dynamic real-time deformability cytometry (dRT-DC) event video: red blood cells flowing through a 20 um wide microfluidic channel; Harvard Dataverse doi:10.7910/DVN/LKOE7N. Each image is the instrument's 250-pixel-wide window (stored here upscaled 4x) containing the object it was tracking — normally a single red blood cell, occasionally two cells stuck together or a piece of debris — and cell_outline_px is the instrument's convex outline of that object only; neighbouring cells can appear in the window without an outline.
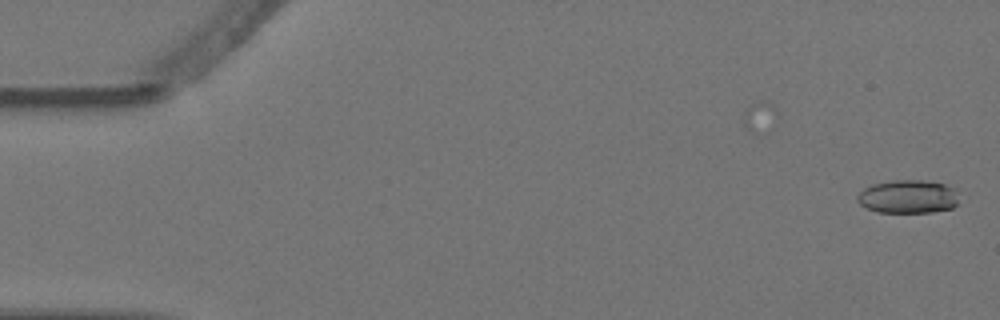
{"species": "Egyptian fruit bat (a non-hibernating species)", "species_latin": "Rousettus aegyptiacus", "temperature_condition": "warm", "stored_images_in_passage": 6, "camera_frame_rate_fps": 3000, "um_per_image_px": 0.085, "animal": {"sex": "female"}, "frame": {"image": 1, "passage_image": 1, "time_ms": 0.0, "image_size_px": [1000, 320], "cell_outline_px": [[956, 204], [952, 208], [932, 212], [876, 212], [860, 204], [856, 200], [856, 196], [864, 188], [872, 184], [892, 180], [924, 180], [944, 184], [956, 188]], "centroid_in_image_um": [77.16, 16.71], "position_along_channel_um": 7.8, "area_um2": 19.77}}
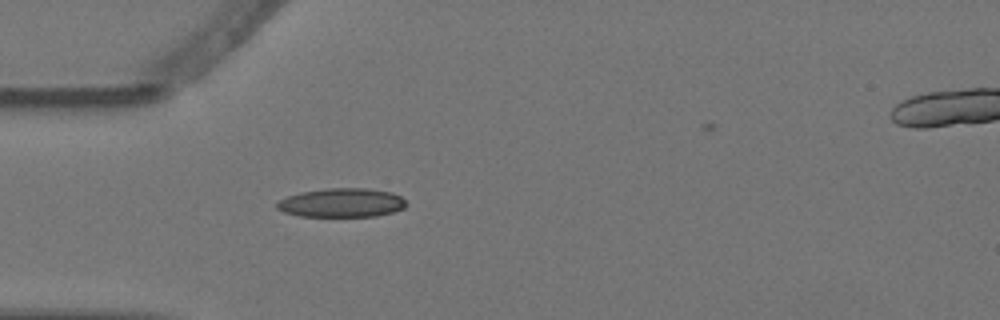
{"frame": {"image": 2, "passage_image": 5, "time_ms": 1.333, "image_size_px": [1000, 320], "cell_outline_px": [[408, 204], [404, 208], [392, 212], [376, 216], [300, 216], [284, 212], [276, 208], [276, 204], [280, 200], [288, 196], [300, 192], [328, 188], [368, 188], [392, 192], [400, 196]], "centroid_in_image_um": [29.06, 17.23], "position_along_channel_um": 55.9, "area_um2": 21.79}}